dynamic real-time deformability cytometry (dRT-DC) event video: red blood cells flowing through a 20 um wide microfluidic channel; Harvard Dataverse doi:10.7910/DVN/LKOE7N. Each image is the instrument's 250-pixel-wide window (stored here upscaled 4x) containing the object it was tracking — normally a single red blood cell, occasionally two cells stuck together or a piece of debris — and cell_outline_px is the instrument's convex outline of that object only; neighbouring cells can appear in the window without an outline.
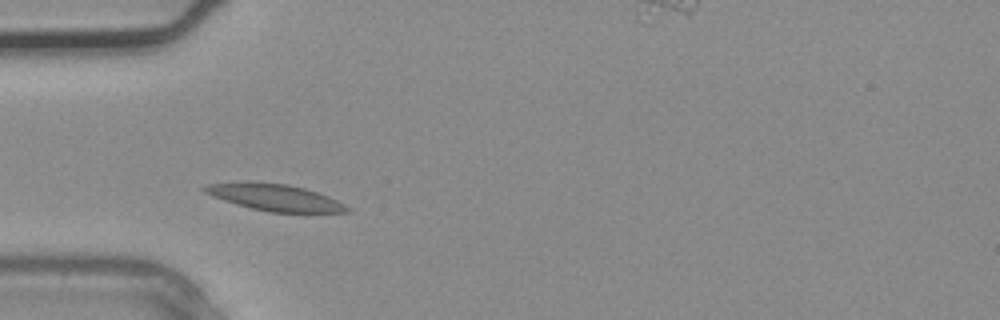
{"species": "common noctule bat (a hibernating species)", "species_latin": "Nyctalus noctula", "temperature_condition": "warm", "stored_images_in_passage": 2, "camera_frame_rate_fps": 3000, "um_per_image_px": 0.085, "animal": {"sex": "male", "body_mass_g": 20.4}, "frame": {"image": 1, "passage_image": 1, "time_ms": 0.0, "image_size_px": [1000, 320], "cell_outline_px": [[352, 212], [272, 212], [252, 208], [236, 204], [212, 196], [204, 192], [200, 188], [204, 184], [244, 180], [256, 180], [288, 184], [304, 188], [328, 196], [352, 208]], "centroid_in_image_um": [23.29, 16.74], "position_along_channel_um": 61.7, "area_um2": 22.6}}
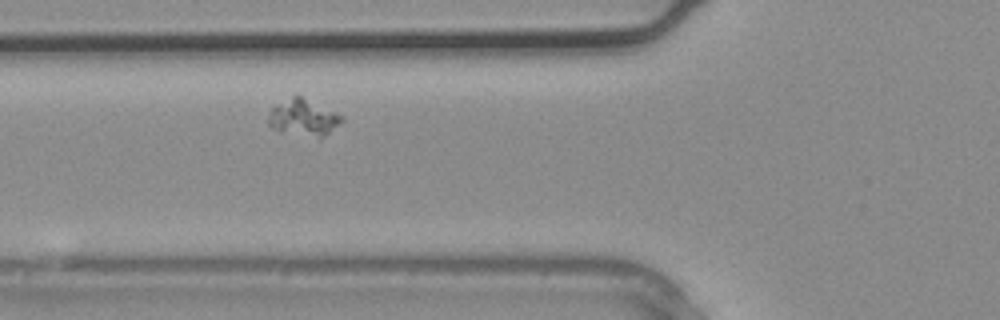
{"frame": {"image": 2, "passage_image": 2, "time_ms": 0.333, "image_size_px": [1000, 320], "cell_outline_px": [[344, 120], [340, 124], [320, 140], [280, 132], [272, 128], [268, 124], [268, 112], [272, 108], [292, 96], [300, 96], [340, 116]], "centroid_in_image_um": [25.75, 10.08], "position_along_channel_um": 100.1, "area_um2": 15.55}}